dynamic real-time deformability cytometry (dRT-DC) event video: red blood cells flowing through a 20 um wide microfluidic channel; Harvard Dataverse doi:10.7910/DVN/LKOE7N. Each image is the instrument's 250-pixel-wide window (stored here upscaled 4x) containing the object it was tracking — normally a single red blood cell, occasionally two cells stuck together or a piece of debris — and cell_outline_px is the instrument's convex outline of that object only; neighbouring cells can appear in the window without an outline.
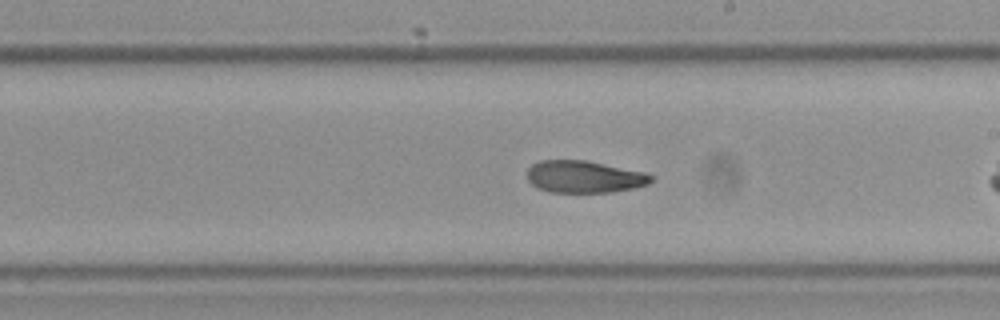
{"species": "Egyptian fruit bat (a non-hibernating species)", "species_latin": "Rousettus aegyptiacus", "temperature_condition": "cold", "stored_images_in_passage": 30, "camera_frame_rate_fps": 3000, "um_per_image_px": 0.085, "frame": {"image": 1, "passage_image": 13, "time_ms": 4.0, "image_size_px": [1000, 320], "cell_outline_px": [[652, 180], [648, 184], [632, 188], [612, 192], [548, 192], [536, 188], [528, 180], [528, 168], [532, 164], [540, 160], [584, 160], [648, 172], [652, 176]], "centroid_in_image_um": [49.65, 15.02], "position_along_channel_um": 239.3, "area_um2": 23.29}}